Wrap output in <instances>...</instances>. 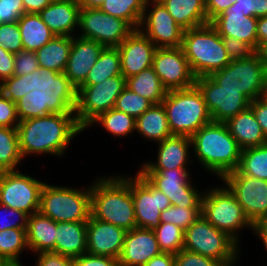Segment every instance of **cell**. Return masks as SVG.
I'll return each instance as SVG.
<instances>
[{
    "mask_svg": "<svg viewBox=\"0 0 267 266\" xmlns=\"http://www.w3.org/2000/svg\"><path fill=\"white\" fill-rule=\"evenodd\" d=\"M17 130L22 158L45 153L63 156L71 140L83 131L70 100L54 97L32 98L22 112Z\"/></svg>",
    "mask_w": 267,
    "mask_h": 266,
    "instance_id": "1",
    "label": "cell"
},
{
    "mask_svg": "<svg viewBox=\"0 0 267 266\" xmlns=\"http://www.w3.org/2000/svg\"><path fill=\"white\" fill-rule=\"evenodd\" d=\"M91 216L130 231L137 227L131 176L98 177L92 185Z\"/></svg>",
    "mask_w": 267,
    "mask_h": 266,
    "instance_id": "2",
    "label": "cell"
},
{
    "mask_svg": "<svg viewBox=\"0 0 267 266\" xmlns=\"http://www.w3.org/2000/svg\"><path fill=\"white\" fill-rule=\"evenodd\" d=\"M193 152L198 163L222 179L238 169L241 149L225 123L210 122L191 136Z\"/></svg>",
    "mask_w": 267,
    "mask_h": 266,
    "instance_id": "3",
    "label": "cell"
},
{
    "mask_svg": "<svg viewBox=\"0 0 267 266\" xmlns=\"http://www.w3.org/2000/svg\"><path fill=\"white\" fill-rule=\"evenodd\" d=\"M181 48L196 78L209 76L231 62L222 37L210 22L184 30Z\"/></svg>",
    "mask_w": 267,
    "mask_h": 266,
    "instance_id": "4",
    "label": "cell"
},
{
    "mask_svg": "<svg viewBox=\"0 0 267 266\" xmlns=\"http://www.w3.org/2000/svg\"><path fill=\"white\" fill-rule=\"evenodd\" d=\"M161 103L172 135L191 137L201 127L212 122L203 94L196 85L168 91Z\"/></svg>",
    "mask_w": 267,
    "mask_h": 266,
    "instance_id": "5",
    "label": "cell"
},
{
    "mask_svg": "<svg viewBox=\"0 0 267 266\" xmlns=\"http://www.w3.org/2000/svg\"><path fill=\"white\" fill-rule=\"evenodd\" d=\"M206 191H203L201 215L238 243V232L243 228L253 229V224L226 185Z\"/></svg>",
    "mask_w": 267,
    "mask_h": 266,
    "instance_id": "6",
    "label": "cell"
},
{
    "mask_svg": "<svg viewBox=\"0 0 267 266\" xmlns=\"http://www.w3.org/2000/svg\"><path fill=\"white\" fill-rule=\"evenodd\" d=\"M39 212L55 222H87L91 216L90 186L80 190L45 183Z\"/></svg>",
    "mask_w": 267,
    "mask_h": 266,
    "instance_id": "7",
    "label": "cell"
},
{
    "mask_svg": "<svg viewBox=\"0 0 267 266\" xmlns=\"http://www.w3.org/2000/svg\"><path fill=\"white\" fill-rule=\"evenodd\" d=\"M225 232L215 228L200 215L184 230L183 249L210 257L224 266H235L239 257V247Z\"/></svg>",
    "mask_w": 267,
    "mask_h": 266,
    "instance_id": "8",
    "label": "cell"
},
{
    "mask_svg": "<svg viewBox=\"0 0 267 266\" xmlns=\"http://www.w3.org/2000/svg\"><path fill=\"white\" fill-rule=\"evenodd\" d=\"M221 89L240 90L250 102L264 95L267 67L255 51L248 58L231 60L209 75Z\"/></svg>",
    "mask_w": 267,
    "mask_h": 266,
    "instance_id": "9",
    "label": "cell"
},
{
    "mask_svg": "<svg viewBox=\"0 0 267 266\" xmlns=\"http://www.w3.org/2000/svg\"><path fill=\"white\" fill-rule=\"evenodd\" d=\"M125 87L124 76H114L95 85L80 86L68 97L78 125L86 130L100 114L114 108L118 96Z\"/></svg>",
    "mask_w": 267,
    "mask_h": 266,
    "instance_id": "10",
    "label": "cell"
},
{
    "mask_svg": "<svg viewBox=\"0 0 267 266\" xmlns=\"http://www.w3.org/2000/svg\"><path fill=\"white\" fill-rule=\"evenodd\" d=\"M76 37H72V47L64 74L53 86L54 98H68L75 92L85 82L89 71L105 48L94 40Z\"/></svg>",
    "mask_w": 267,
    "mask_h": 266,
    "instance_id": "11",
    "label": "cell"
},
{
    "mask_svg": "<svg viewBox=\"0 0 267 266\" xmlns=\"http://www.w3.org/2000/svg\"><path fill=\"white\" fill-rule=\"evenodd\" d=\"M44 182L19 171L0 172V204L25 212H39Z\"/></svg>",
    "mask_w": 267,
    "mask_h": 266,
    "instance_id": "12",
    "label": "cell"
},
{
    "mask_svg": "<svg viewBox=\"0 0 267 266\" xmlns=\"http://www.w3.org/2000/svg\"><path fill=\"white\" fill-rule=\"evenodd\" d=\"M154 187L165 194L171 205L201 208L203 192L193 187L187 168L138 170Z\"/></svg>",
    "mask_w": 267,
    "mask_h": 266,
    "instance_id": "13",
    "label": "cell"
},
{
    "mask_svg": "<svg viewBox=\"0 0 267 266\" xmlns=\"http://www.w3.org/2000/svg\"><path fill=\"white\" fill-rule=\"evenodd\" d=\"M79 37L104 47H117L135 29L125 20L104 13L100 8H80Z\"/></svg>",
    "mask_w": 267,
    "mask_h": 266,
    "instance_id": "14",
    "label": "cell"
},
{
    "mask_svg": "<svg viewBox=\"0 0 267 266\" xmlns=\"http://www.w3.org/2000/svg\"><path fill=\"white\" fill-rule=\"evenodd\" d=\"M221 181L234 194L252 224L267 220V180L242 175L235 170Z\"/></svg>",
    "mask_w": 267,
    "mask_h": 266,
    "instance_id": "15",
    "label": "cell"
},
{
    "mask_svg": "<svg viewBox=\"0 0 267 266\" xmlns=\"http://www.w3.org/2000/svg\"><path fill=\"white\" fill-rule=\"evenodd\" d=\"M134 177H131V193L137 228L154 230L161 224V212L171 206L169 198L139 171Z\"/></svg>",
    "mask_w": 267,
    "mask_h": 266,
    "instance_id": "16",
    "label": "cell"
},
{
    "mask_svg": "<svg viewBox=\"0 0 267 266\" xmlns=\"http://www.w3.org/2000/svg\"><path fill=\"white\" fill-rule=\"evenodd\" d=\"M153 6L148 12V6ZM139 30L157 48L181 47L184 29L168 13L160 0H147Z\"/></svg>",
    "mask_w": 267,
    "mask_h": 266,
    "instance_id": "17",
    "label": "cell"
},
{
    "mask_svg": "<svg viewBox=\"0 0 267 266\" xmlns=\"http://www.w3.org/2000/svg\"><path fill=\"white\" fill-rule=\"evenodd\" d=\"M152 68L167 91L188 89L195 85L196 77L181 47L157 48Z\"/></svg>",
    "mask_w": 267,
    "mask_h": 266,
    "instance_id": "18",
    "label": "cell"
},
{
    "mask_svg": "<svg viewBox=\"0 0 267 266\" xmlns=\"http://www.w3.org/2000/svg\"><path fill=\"white\" fill-rule=\"evenodd\" d=\"M213 122L225 123L249 107L250 101L240 90L221 89L210 76L196 78Z\"/></svg>",
    "mask_w": 267,
    "mask_h": 266,
    "instance_id": "19",
    "label": "cell"
},
{
    "mask_svg": "<svg viewBox=\"0 0 267 266\" xmlns=\"http://www.w3.org/2000/svg\"><path fill=\"white\" fill-rule=\"evenodd\" d=\"M14 89L34 97H53V85L42 75L35 51H19L14 60Z\"/></svg>",
    "mask_w": 267,
    "mask_h": 266,
    "instance_id": "20",
    "label": "cell"
},
{
    "mask_svg": "<svg viewBox=\"0 0 267 266\" xmlns=\"http://www.w3.org/2000/svg\"><path fill=\"white\" fill-rule=\"evenodd\" d=\"M121 73L126 78L152 66L157 47L139 29L134 30L118 46Z\"/></svg>",
    "mask_w": 267,
    "mask_h": 266,
    "instance_id": "21",
    "label": "cell"
},
{
    "mask_svg": "<svg viewBox=\"0 0 267 266\" xmlns=\"http://www.w3.org/2000/svg\"><path fill=\"white\" fill-rule=\"evenodd\" d=\"M126 230L90 216L87 221V253L119 259Z\"/></svg>",
    "mask_w": 267,
    "mask_h": 266,
    "instance_id": "22",
    "label": "cell"
},
{
    "mask_svg": "<svg viewBox=\"0 0 267 266\" xmlns=\"http://www.w3.org/2000/svg\"><path fill=\"white\" fill-rule=\"evenodd\" d=\"M161 253L154 231L136 227L126 232L119 266H142Z\"/></svg>",
    "mask_w": 267,
    "mask_h": 266,
    "instance_id": "23",
    "label": "cell"
},
{
    "mask_svg": "<svg viewBox=\"0 0 267 266\" xmlns=\"http://www.w3.org/2000/svg\"><path fill=\"white\" fill-rule=\"evenodd\" d=\"M72 47L71 36H55L35 51L42 75L54 86L64 74Z\"/></svg>",
    "mask_w": 267,
    "mask_h": 266,
    "instance_id": "24",
    "label": "cell"
},
{
    "mask_svg": "<svg viewBox=\"0 0 267 266\" xmlns=\"http://www.w3.org/2000/svg\"><path fill=\"white\" fill-rule=\"evenodd\" d=\"M157 144L159 145L156 163L147 161L141 165L140 170L187 168L188 162L192 164V160L188 159L192 146L191 137L172 135Z\"/></svg>",
    "mask_w": 267,
    "mask_h": 266,
    "instance_id": "25",
    "label": "cell"
},
{
    "mask_svg": "<svg viewBox=\"0 0 267 266\" xmlns=\"http://www.w3.org/2000/svg\"><path fill=\"white\" fill-rule=\"evenodd\" d=\"M257 22L256 17H247L239 10H231L219 14L210 23L220 36L237 38L258 51Z\"/></svg>",
    "mask_w": 267,
    "mask_h": 266,
    "instance_id": "26",
    "label": "cell"
},
{
    "mask_svg": "<svg viewBox=\"0 0 267 266\" xmlns=\"http://www.w3.org/2000/svg\"><path fill=\"white\" fill-rule=\"evenodd\" d=\"M79 11L78 0H54L38 14L56 36L73 37L79 27Z\"/></svg>",
    "mask_w": 267,
    "mask_h": 266,
    "instance_id": "27",
    "label": "cell"
},
{
    "mask_svg": "<svg viewBox=\"0 0 267 266\" xmlns=\"http://www.w3.org/2000/svg\"><path fill=\"white\" fill-rule=\"evenodd\" d=\"M225 124L241 150L267 143V136L250 107L228 119Z\"/></svg>",
    "mask_w": 267,
    "mask_h": 266,
    "instance_id": "28",
    "label": "cell"
},
{
    "mask_svg": "<svg viewBox=\"0 0 267 266\" xmlns=\"http://www.w3.org/2000/svg\"><path fill=\"white\" fill-rule=\"evenodd\" d=\"M55 253L77 258L87 252V222H56Z\"/></svg>",
    "mask_w": 267,
    "mask_h": 266,
    "instance_id": "29",
    "label": "cell"
},
{
    "mask_svg": "<svg viewBox=\"0 0 267 266\" xmlns=\"http://www.w3.org/2000/svg\"><path fill=\"white\" fill-rule=\"evenodd\" d=\"M27 245L29 250L40 252H55L56 222L40 212L28 217Z\"/></svg>",
    "mask_w": 267,
    "mask_h": 266,
    "instance_id": "30",
    "label": "cell"
},
{
    "mask_svg": "<svg viewBox=\"0 0 267 266\" xmlns=\"http://www.w3.org/2000/svg\"><path fill=\"white\" fill-rule=\"evenodd\" d=\"M184 30L209 23L205 0H160Z\"/></svg>",
    "mask_w": 267,
    "mask_h": 266,
    "instance_id": "31",
    "label": "cell"
},
{
    "mask_svg": "<svg viewBox=\"0 0 267 266\" xmlns=\"http://www.w3.org/2000/svg\"><path fill=\"white\" fill-rule=\"evenodd\" d=\"M135 131L144 139L159 143L172 136L165 108L162 103L153 104L141 116L136 118Z\"/></svg>",
    "mask_w": 267,
    "mask_h": 266,
    "instance_id": "32",
    "label": "cell"
},
{
    "mask_svg": "<svg viewBox=\"0 0 267 266\" xmlns=\"http://www.w3.org/2000/svg\"><path fill=\"white\" fill-rule=\"evenodd\" d=\"M17 22L25 51H36L56 36L39 14L24 13Z\"/></svg>",
    "mask_w": 267,
    "mask_h": 266,
    "instance_id": "33",
    "label": "cell"
},
{
    "mask_svg": "<svg viewBox=\"0 0 267 266\" xmlns=\"http://www.w3.org/2000/svg\"><path fill=\"white\" fill-rule=\"evenodd\" d=\"M32 98L24 90L0 88V127L17 128L22 112Z\"/></svg>",
    "mask_w": 267,
    "mask_h": 266,
    "instance_id": "34",
    "label": "cell"
},
{
    "mask_svg": "<svg viewBox=\"0 0 267 266\" xmlns=\"http://www.w3.org/2000/svg\"><path fill=\"white\" fill-rule=\"evenodd\" d=\"M126 87L153 104H160L168 92L152 66L139 74L126 78Z\"/></svg>",
    "mask_w": 267,
    "mask_h": 266,
    "instance_id": "35",
    "label": "cell"
},
{
    "mask_svg": "<svg viewBox=\"0 0 267 266\" xmlns=\"http://www.w3.org/2000/svg\"><path fill=\"white\" fill-rule=\"evenodd\" d=\"M114 76H123L121 73L119 50L117 47H105L81 86L102 83Z\"/></svg>",
    "mask_w": 267,
    "mask_h": 266,
    "instance_id": "36",
    "label": "cell"
},
{
    "mask_svg": "<svg viewBox=\"0 0 267 266\" xmlns=\"http://www.w3.org/2000/svg\"><path fill=\"white\" fill-rule=\"evenodd\" d=\"M147 0H105L100 9L113 17L127 21L139 29Z\"/></svg>",
    "mask_w": 267,
    "mask_h": 266,
    "instance_id": "37",
    "label": "cell"
},
{
    "mask_svg": "<svg viewBox=\"0 0 267 266\" xmlns=\"http://www.w3.org/2000/svg\"><path fill=\"white\" fill-rule=\"evenodd\" d=\"M21 160L17 128L0 127V172L16 171Z\"/></svg>",
    "mask_w": 267,
    "mask_h": 266,
    "instance_id": "38",
    "label": "cell"
},
{
    "mask_svg": "<svg viewBox=\"0 0 267 266\" xmlns=\"http://www.w3.org/2000/svg\"><path fill=\"white\" fill-rule=\"evenodd\" d=\"M242 175L267 180V143L241 150L237 169Z\"/></svg>",
    "mask_w": 267,
    "mask_h": 266,
    "instance_id": "39",
    "label": "cell"
},
{
    "mask_svg": "<svg viewBox=\"0 0 267 266\" xmlns=\"http://www.w3.org/2000/svg\"><path fill=\"white\" fill-rule=\"evenodd\" d=\"M102 125L111 135L115 137L131 135L135 131L136 119L115 108L100 114L90 125Z\"/></svg>",
    "mask_w": 267,
    "mask_h": 266,
    "instance_id": "40",
    "label": "cell"
},
{
    "mask_svg": "<svg viewBox=\"0 0 267 266\" xmlns=\"http://www.w3.org/2000/svg\"><path fill=\"white\" fill-rule=\"evenodd\" d=\"M29 250L26 229L0 231V255L7 261H19L23 250Z\"/></svg>",
    "mask_w": 267,
    "mask_h": 266,
    "instance_id": "41",
    "label": "cell"
},
{
    "mask_svg": "<svg viewBox=\"0 0 267 266\" xmlns=\"http://www.w3.org/2000/svg\"><path fill=\"white\" fill-rule=\"evenodd\" d=\"M153 231L162 252L177 254L183 249L184 230L182 228L171 223L161 222Z\"/></svg>",
    "mask_w": 267,
    "mask_h": 266,
    "instance_id": "42",
    "label": "cell"
},
{
    "mask_svg": "<svg viewBox=\"0 0 267 266\" xmlns=\"http://www.w3.org/2000/svg\"><path fill=\"white\" fill-rule=\"evenodd\" d=\"M152 105L153 103L151 101L125 87L118 96L114 108L136 119Z\"/></svg>",
    "mask_w": 267,
    "mask_h": 266,
    "instance_id": "43",
    "label": "cell"
},
{
    "mask_svg": "<svg viewBox=\"0 0 267 266\" xmlns=\"http://www.w3.org/2000/svg\"><path fill=\"white\" fill-rule=\"evenodd\" d=\"M201 208H185L171 205L161 212L160 221L174 224L183 230L187 229L199 216Z\"/></svg>",
    "mask_w": 267,
    "mask_h": 266,
    "instance_id": "44",
    "label": "cell"
},
{
    "mask_svg": "<svg viewBox=\"0 0 267 266\" xmlns=\"http://www.w3.org/2000/svg\"><path fill=\"white\" fill-rule=\"evenodd\" d=\"M0 47L14 54L24 50L18 22L0 25Z\"/></svg>",
    "mask_w": 267,
    "mask_h": 266,
    "instance_id": "45",
    "label": "cell"
},
{
    "mask_svg": "<svg viewBox=\"0 0 267 266\" xmlns=\"http://www.w3.org/2000/svg\"><path fill=\"white\" fill-rule=\"evenodd\" d=\"M28 217L25 212L0 204V231L13 228L27 229Z\"/></svg>",
    "mask_w": 267,
    "mask_h": 266,
    "instance_id": "46",
    "label": "cell"
},
{
    "mask_svg": "<svg viewBox=\"0 0 267 266\" xmlns=\"http://www.w3.org/2000/svg\"><path fill=\"white\" fill-rule=\"evenodd\" d=\"M239 10L247 17L267 16V0H235V3L226 8L224 12Z\"/></svg>",
    "mask_w": 267,
    "mask_h": 266,
    "instance_id": "47",
    "label": "cell"
},
{
    "mask_svg": "<svg viewBox=\"0 0 267 266\" xmlns=\"http://www.w3.org/2000/svg\"><path fill=\"white\" fill-rule=\"evenodd\" d=\"M174 266H224L221 262L197 253L180 250L174 254Z\"/></svg>",
    "mask_w": 267,
    "mask_h": 266,
    "instance_id": "48",
    "label": "cell"
},
{
    "mask_svg": "<svg viewBox=\"0 0 267 266\" xmlns=\"http://www.w3.org/2000/svg\"><path fill=\"white\" fill-rule=\"evenodd\" d=\"M15 54L0 47V88L14 89Z\"/></svg>",
    "mask_w": 267,
    "mask_h": 266,
    "instance_id": "49",
    "label": "cell"
},
{
    "mask_svg": "<svg viewBox=\"0 0 267 266\" xmlns=\"http://www.w3.org/2000/svg\"><path fill=\"white\" fill-rule=\"evenodd\" d=\"M228 57L231 60L248 58L255 51L244 41L229 36H221Z\"/></svg>",
    "mask_w": 267,
    "mask_h": 266,
    "instance_id": "50",
    "label": "cell"
},
{
    "mask_svg": "<svg viewBox=\"0 0 267 266\" xmlns=\"http://www.w3.org/2000/svg\"><path fill=\"white\" fill-rule=\"evenodd\" d=\"M24 13L22 0H0V18L3 23L17 22Z\"/></svg>",
    "mask_w": 267,
    "mask_h": 266,
    "instance_id": "51",
    "label": "cell"
},
{
    "mask_svg": "<svg viewBox=\"0 0 267 266\" xmlns=\"http://www.w3.org/2000/svg\"><path fill=\"white\" fill-rule=\"evenodd\" d=\"M36 266H74V259L55 252L37 253Z\"/></svg>",
    "mask_w": 267,
    "mask_h": 266,
    "instance_id": "52",
    "label": "cell"
},
{
    "mask_svg": "<svg viewBox=\"0 0 267 266\" xmlns=\"http://www.w3.org/2000/svg\"><path fill=\"white\" fill-rule=\"evenodd\" d=\"M74 266H119L118 259L85 253L74 258Z\"/></svg>",
    "mask_w": 267,
    "mask_h": 266,
    "instance_id": "53",
    "label": "cell"
},
{
    "mask_svg": "<svg viewBox=\"0 0 267 266\" xmlns=\"http://www.w3.org/2000/svg\"><path fill=\"white\" fill-rule=\"evenodd\" d=\"M249 107L252 109L262 131L267 136V99L262 96L252 100Z\"/></svg>",
    "mask_w": 267,
    "mask_h": 266,
    "instance_id": "54",
    "label": "cell"
},
{
    "mask_svg": "<svg viewBox=\"0 0 267 266\" xmlns=\"http://www.w3.org/2000/svg\"><path fill=\"white\" fill-rule=\"evenodd\" d=\"M208 22H211L224 10L235 3V0H205Z\"/></svg>",
    "mask_w": 267,
    "mask_h": 266,
    "instance_id": "55",
    "label": "cell"
},
{
    "mask_svg": "<svg viewBox=\"0 0 267 266\" xmlns=\"http://www.w3.org/2000/svg\"><path fill=\"white\" fill-rule=\"evenodd\" d=\"M25 13H40L52 0H22Z\"/></svg>",
    "mask_w": 267,
    "mask_h": 266,
    "instance_id": "56",
    "label": "cell"
},
{
    "mask_svg": "<svg viewBox=\"0 0 267 266\" xmlns=\"http://www.w3.org/2000/svg\"><path fill=\"white\" fill-rule=\"evenodd\" d=\"M142 266H174V254L162 252Z\"/></svg>",
    "mask_w": 267,
    "mask_h": 266,
    "instance_id": "57",
    "label": "cell"
},
{
    "mask_svg": "<svg viewBox=\"0 0 267 266\" xmlns=\"http://www.w3.org/2000/svg\"><path fill=\"white\" fill-rule=\"evenodd\" d=\"M258 51L267 44V16L258 18L257 22Z\"/></svg>",
    "mask_w": 267,
    "mask_h": 266,
    "instance_id": "58",
    "label": "cell"
},
{
    "mask_svg": "<svg viewBox=\"0 0 267 266\" xmlns=\"http://www.w3.org/2000/svg\"><path fill=\"white\" fill-rule=\"evenodd\" d=\"M254 233L259 237L267 250V220L253 224Z\"/></svg>",
    "mask_w": 267,
    "mask_h": 266,
    "instance_id": "59",
    "label": "cell"
},
{
    "mask_svg": "<svg viewBox=\"0 0 267 266\" xmlns=\"http://www.w3.org/2000/svg\"><path fill=\"white\" fill-rule=\"evenodd\" d=\"M105 0H78L80 8H100Z\"/></svg>",
    "mask_w": 267,
    "mask_h": 266,
    "instance_id": "60",
    "label": "cell"
},
{
    "mask_svg": "<svg viewBox=\"0 0 267 266\" xmlns=\"http://www.w3.org/2000/svg\"><path fill=\"white\" fill-rule=\"evenodd\" d=\"M258 52L261 55L262 61L265 63L267 67V44L264 45Z\"/></svg>",
    "mask_w": 267,
    "mask_h": 266,
    "instance_id": "61",
    "label": "cell"
},
{
    "mask_svg": "<svg viewBox=\"0 0 267 266\" xmlns=\"http://www.w3.org/2000/svg\"><path fill=\"white\" fill-rule=\"evenodd\" d=\"M22 263L20 261H11V262H6L4 266H22Z\"/></svg>",
    "mask_w": 267,
    "mask_h": 266,
    "instance_id": "62",
    "label": "cell"
},
{
    "mask_svg": "<svg viewBox=\"0 0 267 266\" xmlns=\"http://www.w3.org/2000/svg\"><path fill=\"white\" fill-rule=\"evenodd\" d=\"M7 261L0 255V266H4Z\"/></svg>",
    "mask_w": 267,
    "mask_h": 266,
    "instance_id": "63",
    "label": "cell"
},
{
    "mask_svg": "<svg viewBox=\"0 0 267 266\" xmlns=\"http://www.w3.org/2000/svg\"><path fill=\"white\" fill-rule=\"evenodd\" d=\"M263 97L267 99V77H266L265 91Z\"/></svg>",
    "mask_w": 267,
    "mask_h": 266,
    "instance_id": "64",
    "label": "cell"
}]
</instances>
